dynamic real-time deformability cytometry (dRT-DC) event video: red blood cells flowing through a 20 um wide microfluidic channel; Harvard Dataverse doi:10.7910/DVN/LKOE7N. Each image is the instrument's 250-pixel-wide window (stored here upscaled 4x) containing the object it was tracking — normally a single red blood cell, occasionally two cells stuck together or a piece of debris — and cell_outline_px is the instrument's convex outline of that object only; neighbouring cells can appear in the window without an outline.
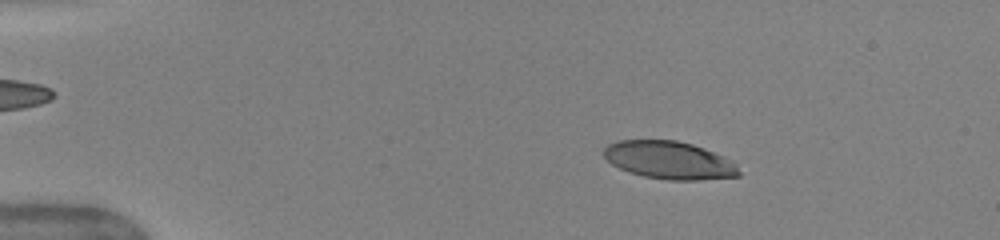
{"species": "human", "species_latin": "Homo sapiens", "temperature_condition": "warm", "stored_images_in_passage": 43, "camera_frame_rate_fps": 3000, "um_per_image_px": 0.085, "donor": {"sex": "female"}, "frame": {"image": 1, "passage_image": 2, "time_ms": 0.333, "image_size_px": [1000, 240], "cell_outline_px": [[740, 176], [696, 180], [668, 180], [644, 176], [628, 172], [612, 164], [604, 156], [604, 148], [608, 144], [616, 140], [676, 140], [692, 144], [704, 148], [724, 156], [736, 164], [740, 172]], "centroid_in_image_um": [56.89, 13.61], "position_along_channel_um": 28.1, "area_um2": 29.77}}
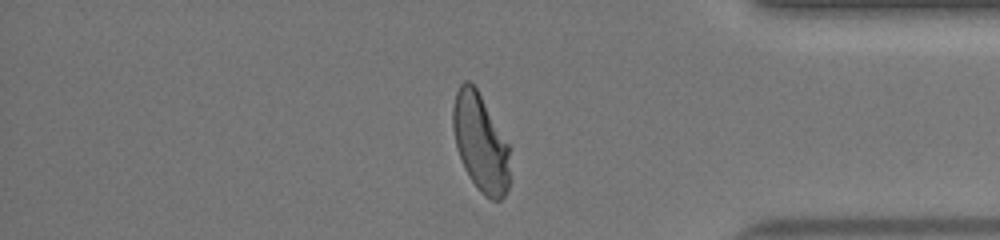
{"frame": {"image": 2, "passage_image": 36, "time_ms": 11.667, "image_size_px": [1000, 240], "cell_outline_px": [[512, 148], [508, 188], [504, 196], [500, 200], [492, 200], [484, 196], [480, 192], [464, 168], [456, 148], [452, 128], [452, 108], [456, 92], [460, 84], [464, 80], [468, 80], [476, 88], [512, 144]], "centroid_in_image_um": [40.89, 12.12], "position_along_channel_um": 394.3, "area_um2": 33.52}}
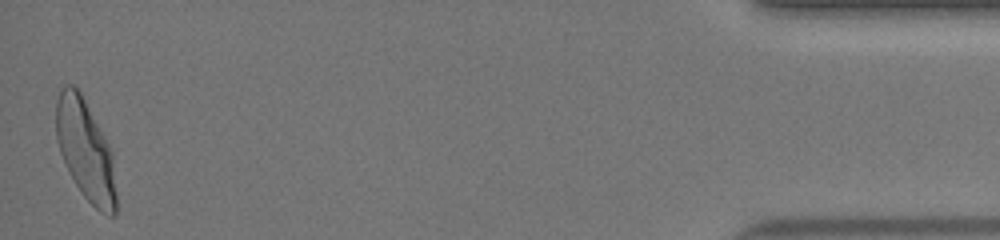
{"frame": {"image": 3, "passage_image": 43, "time_ms": 14.0, "image_size_px": [1000, 240], "cell_outline_px": [[116, 212], [112, 216], [108, 216], [100, 212], [84, 196], [76, 184], [60, 152], [56, 140], [56, 100], [60, 88], [64, 84], [72, 84], [80, 92], [104, 136], [112, 152], [116, 196]], "centroid_in_image_um": [7.25, 12.75], "position_along_channel_um": 427.9, "area_um2": 34.74}, "authors_computed_cell_mechanics": {"area_um2": 33.3506, "velocity_mm_per_s": 4.0654, "shape_relaxation_time_tau1_ms": 3.2138, "shape_relaxation_time_tau2_ms": null, "deformation_change_tau1": 0.1977, "deformation_change_tau2": null}}